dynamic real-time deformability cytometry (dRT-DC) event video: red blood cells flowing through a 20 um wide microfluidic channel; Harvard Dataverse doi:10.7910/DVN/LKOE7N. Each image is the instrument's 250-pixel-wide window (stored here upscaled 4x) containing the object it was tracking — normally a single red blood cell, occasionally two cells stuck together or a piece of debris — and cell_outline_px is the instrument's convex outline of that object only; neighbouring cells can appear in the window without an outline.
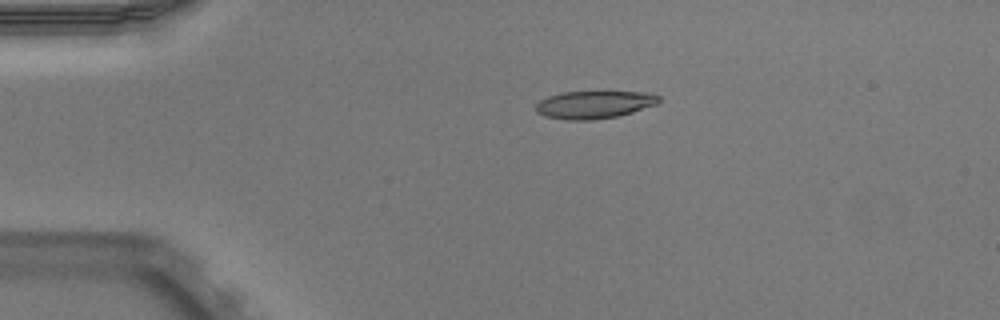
{"species": "Egyptian fruit bat (a non-hibernating species)", "species_latin": "Rousettus aegyptiacus", "temperature_condition": "warm", "stored_images_in_passage": 41, "camera_frame_rate_fps": 3000, "um_per_image_px": 0.085, "animal": {"sex": "male"}, "frame": {"image": 1, "passage_image": 1, "time_ms": 0.0, "image_size_px": [1000, 320], "cell_outline_px": [[660, 100], [656, 104], [632, 112], [616, 116], [592, 120], [564, 120], [548, 116], [536, 112], [536, 104], [540, 100], [548, 96], [564, 92], [644, 92], [660, 96]], "centroid_in_image_um": [50.49, 8.89], "position_along_channel_um": 34.5, "area_um2": 19.59}}
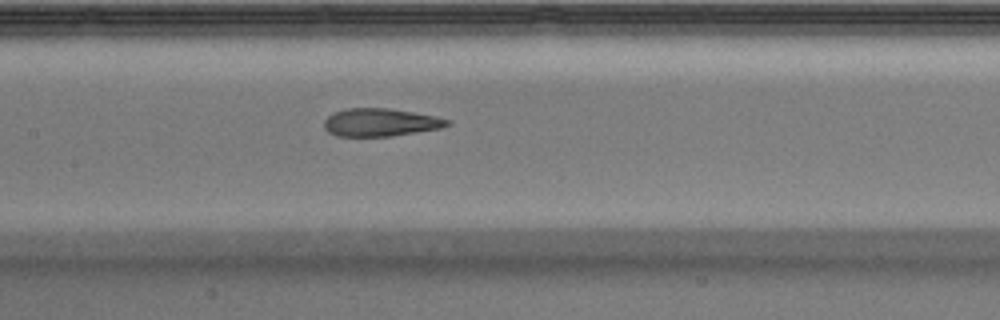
{"frame": {"image": 2, "passage_image": 15, "time_ms": 4.667, "image_size_px": [1000, 320], "cell_outline_px": [[452, 124], [440, 128], [392, 136], [336, 136], [328, 132], [324, 128], [324, 120], [332, 112], [348, 108], [388, 108], [436, 116], [452, 120]], "centroid_in_image_um": [32.33, 10.4], "position_along_channel_um": 175.1, "area_um2": 20.11}}
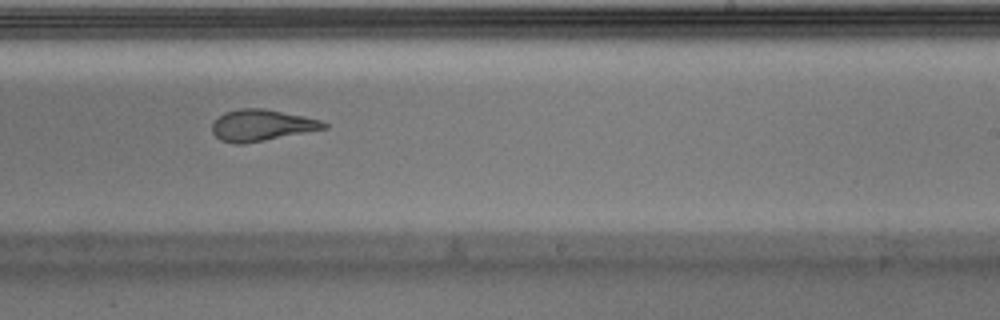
{"frame": {"image": 3, "passage_image": 22, "time_ms": 7.0, "image_size_px": [1000, 320], "cell_outline_px": [[328, 128], [244, 144], [232, 144], [220, 140], [212, 132], [212, 120], [224, 112], [240, 108], [264, 108], [304, 116], [320, 120], [328, 124]], "centroid_in_image_um": [22.2, 10.64], "position_along_channel_um": 266.8, "area_um2": 20.63}, "authors_computed_cell_mechanics": {"area_um2": 20.9814, "velocity_mm_per_s": 3.9437, "shape_relaxation_time_tau1_ms": 5.7157, "shape_relaxation_time_tau2_ms": 1.3963, "deformation_change_tau1": 0.2263, "deformation_change_tau2": 0.1077}}